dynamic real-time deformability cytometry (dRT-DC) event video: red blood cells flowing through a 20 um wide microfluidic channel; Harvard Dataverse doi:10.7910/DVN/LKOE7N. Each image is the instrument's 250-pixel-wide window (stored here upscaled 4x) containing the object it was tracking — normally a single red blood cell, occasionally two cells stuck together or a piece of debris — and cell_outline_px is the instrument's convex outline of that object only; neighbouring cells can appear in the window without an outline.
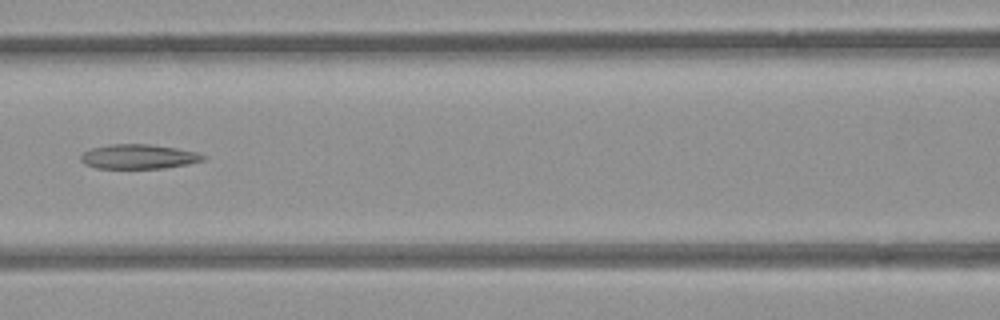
{"species": "common noctule bat (a hibernating species)", "species_latin": "Nyctalus noctula", "temperature_condition": "room temperature", "stored_images_in_passage": 8, "camera_frame_rate_fps": 3000, "um_per_image_px": 0.085, "animal": {"sex": "female", "body_mass_g": 21.9}, "frame": {"image": 1, "passage_image": 7, "time_ms": 2.0, "image_size_px": [1000, 320], "cell_outline_px": [[208, 156], [204, 160], [188, 164], [164, 168], [96, 168], [84, 164], [80, 160], [80, 156], [84, 152], [92, 148], [112, 144], [148, 144], [176, 148], [196, 152]], "centroid_in_image_um": [11.79, 13.31], "position_along_channel_um": 154.8, "area_um2": 17.46}}
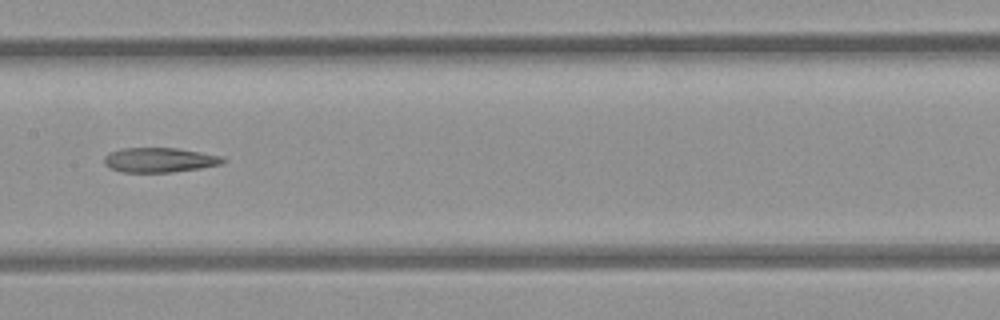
{"frame": {"image": 2, "passage_image": 8, "time_ms": 2.333, "image_size_px": [1000, 320], "cell_outline_px": [[228, 160], [224, 164], [200, 168], [172, 172], [120, 172], [104, 164], [104, 156], [108, 152], [124, 148], [176, 148], [224, 156]], "centroid_in_image_um": [13.6, 13.6], "position_along_channel_um": 193.8, "area_um2": 17.22}}